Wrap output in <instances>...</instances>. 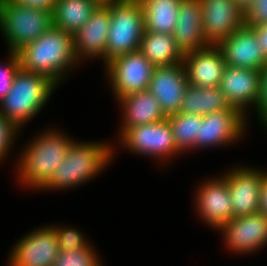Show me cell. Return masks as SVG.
Instances as JSON below:
<instances>
[{
	"mask_svg": "<svg viewBox=\"0 0 267 266\" xmlns=\"http://www.w3.org/2000/svg\"><path fill=\"white\" fill-rule=\"evenodd\" d=\"M118 101L124 114L120 134L127 128L156 123L167 118L158 100L148 90L129 94Z\"/></svg>",
	"mask_w": 267,
	"mask_h": 266,
	"instance_id": "cell-21",
	"label": "cell"
},
{
	"mask_svg": "<svg viewBox=\"0 0 267 266\" xmlns=\"http://www.w3.org/2000/svg\"><path fill=\"white\" fill-rule=\"evenodd\" d=\"M182 0H139L144 12L145 31L172 34Z\"/></svg>",
	"mask_w": 267,
	"mask_h": 266,
	"instance_id": "cell-25",
	"label": "cell"
},
{
	"mask_svg": "<svg viewBox=\"0 0 267 266\" xmlns=\"http://www.w3.org/2000/svg\"><path fill=\"white\" fill-rule=\"evenodd\" d=\"M97 6L94 0H57L52 11V25L74 35Z\"/></svg>",
	"mask_w": 267,
	"mask_h": 266,
	"instance_id": "cell-23",
	"label": "cell"
},
{
	"mask_svg": "<svg viewBox=\"0 0 267 266\" xmlns=\"http://www.w3.org/2000/svg\"><path fill=\"white\" fill-rule=\"evenodd\" d=\"M182 64L189 85L194 87H219L226 63L221 49L209 45L184 54Z\"/></svg>",
	"mask_w": 267,
	"mask_h": 266,
	"instance_id": "cell-18",
	"label": "cell"
},
{
	"mask_svg": "<svg viewBox=\"0 0 267 266\" xmlns=\"http://www.w3.org/2000/svg\"><path fill=\"white\" fill-rule=\"evenodd\" d=\"M56 86L45 75L20 67L14 76L11 90L0 102L1 115L20 130L24 123L42 110Z\"/></svg>",
	"mask_w": 267,
	"mask_h": 266,
	"instance_id": "cell-3",
	"label": "cell"
},
{
	"mask_svg": "<svg viewBox=\"0 0 267 266\" xmlns=\"http://www.w3.org/2000/svg\"><path fill=\"white\" fill-rule=\"evenodd\" d=\"M202 28L209 45H218L245 25V13L234 0H200Z\"/></svg>",
	"mask_w": 267,
	"mask_h": 266,
	"instance_id": "cell-9",
	"label": "cell"
},
{
	"mask_svg": "<svg viewBox=\"0 0 267 266\" xmlns=\"http://www.w3.org/2000/svg\"><path fill=\"white\" fill-rule=\"evenodd\" d=\"M172 35L177 46L184 54L209 46L202 28L200 0L181 1L177 24Z\"/></svg>",
	"mask_w": 267,
	"mask_h": 266,
	"instance_id": "cell-20",
	"label": "cell"
},
{
	"mask_svg": "<svg viewBox=\"0 0 267 266\" xmlns=\"http://www.w3.org/2000/svg\"><path fill=\"white\" fill-rule=\"evenodd\" d=\"M202 118L201 115L183 112L167 117L171 125L176 149L180 153L194 149L196 137L199 136L200 125H202Z\"/></svg>",
	"mask_w": 267,
	"mask_h": 266,
	"instance_id": "cell-26",
	"label": "cell"
},
{
	"mask_svg": "<svg viewBox=\"0 0 267 266\" xmlns=\"http://www.w3.org/2000/svg\"><path fill=\"white\" fill-rule=\"evenodd\" d=\"M99 260L95 248L89 244L75 251L59 252L55 266H101Z\"/></svg>",
	"mask_w": 267,
	"mask_h": 266,
	"instance_id": "cell-27",
	"label": "cell"
},
{
	"mask_svg": "<svg viewBox=\"0 0 267 266\" xmlns=\"http://www.w3.org/2000/svg\"><path fill=\"white\" fill-rule=\"evenodd\" d=\"M116 99L146 91L155 66L139 51L114 57L105 65Z\"/></svg>",
	"mask_w": 267,
	"mask_h": 266,
	"instance_id": "cell-7",
	"label": "cell"
},
{
	"mask_svg": "<svg viewBox=\"0 0 267 266\" xmlns=\"http://www.w3.org/2000/svg\"><path fill=\"white\" fill-rule=\"evenodd\" d=\"M239 109L230 107L222 112L203 115L194 148L229 145L238 141L246 131V117Z\"/></svg>",
	"mask_w": 267,
	"mask_h": 266,
	"instance_id": "cell-11",
	"label": "cell"
},
{
	"mask_svg": "<svg viewBox=\"0 0 267 266\" xmlns=\"http://www.w3.org/2000/svg\"><path fill=\"white\" fill-rule=\"evenodd\" d=\"M16 53L22 69L45 75L57 86L66 71L78 63L73 35L55 26Z\"/></svg>",
	"mask_w": 267,
	"mask_h": 266,
	"instance_id": "cell-1",
	"label": "cell"
},
{
	"mask_svg": "<svg viewBox=\"0 0 267 266\" xmlns=\"http://www.w3.org/2000/svg\"><path fill=\"white\" fill-rule=\"evenodd\" d=\"M219 230L228 249L239 254L260 250L267 244V217L259 212L233 218Z\"/></svg>",
	"mask_w": 267,
	"mask_h": 266,
	"instance_id": "cell-15",
	"label": "cell"
},
{
	"mask_svg": "<svg viewBox=\"0 0 267 266\" xmlns=\"http://www.w3.org/2000/svg\"><path fill=\"white\" fill-rule=\"evenodd\" d=\"M18 5L26 6L29 8H37L47 12L53 11L57 0H10Z\"/></svg>",
	"mask_w": 267,
	"mask_h": 266,
	"instance_id": "cell-33",
	"label": "cell"
},
{
	"mask_svg": "<svg viewBox=\"0 0 267 266\" xmlns=\"http://www.w3.org/2000/svg\"><path fill=\"white\" fill-rule=\"evenodd\" d=\"M217 46L221 49L227 66L258 71L267 66L256 32L251 27L244 25Z\"/></svg>",
	"mask_w": 267,
	"mask_h": 266,
	"instance_id": "cell-16",
	"label": "cell"
},
{
	"mask_svg": "<svg viewBox=\"0 0 267 266\" xmlns=\"http://www.w3.org/2000/svg\"><path fill=\"white\" fill-rule=\"evenodd\" d=\"M188 81L182 63L155 66L148 91L158 100L166 117L180 113Z\"/></svg>",
	"mask_w": 267,
	"mask_h": 266,
	"instance_id": "cell-12",
	"label": "cell"
},
{
	"mask_svg": "<svg viewBox=\"0 0 267 266\" xmlns=\"http://www.w3.org/2000/svg\"><path fill=\"white\" fill-rule=\"evenodd\" d=\"M53 228L56 233L59 252L75 251L89 245L85 236L77 229L56 226Z\"/></svg>",
	"mask_w": 267,
	"mask_h": 266,
	"instance_id": "cell-28",
	"label": "cell"
},
{
	"mask_svg": "<svg viewBox=\"0 0 267 266\" xmlns=\"http://www.w3.org/2000/svg\"><path fill=\"white\" fill-rule=\"evenodd\" d=\"M10 56L6 65L0 66V102L11 90L15 74L20 68L19 57L15 52H9Z\"/></svg>",
	"mask_w": 267,
	"mask_h": 266,
	"instance_id": "cell-29",
	"label": "cell"
},
{
	"mask_svg": "<svg viewBox=\"0 0 267 266\" xmlns=\"http://www.w3.org/2000/svg\"><path fill=\"white\" fill-rule=\"evenodd\" d=\"M119 138L121 145L133 153L136 152L135 154L159 157L163 161L180 154L167 118L156 123L127 128Z\"/></svg>",
	"mask_w": 267,
	"mask_h": 266,
	"instance_id": "cell-8",
	"label": "cell"
},
{
	"mask_svg": "<svg viewBox=\"0 0 267 266\" xmlns=\"http://www.w3.org/2000/svg\"><path fill=\"white\" fill-rule=\"evenodd\" d=\"M128 0H94L97 5L110 6L118 3H122Z\"/></svg>",
	"mask_w": 267,
	"mask_h": 266,
	"instance_id": "cell-37",
	"label": "cell"
},
{
	"mask_svg": "<svg viewBox=\"0 0 267 266\" xmlns=\"http://www.w3.org/2000/svg\"><path fill=\"white\" fill-rule=\"evenodd\" d=\"M259 213L267 217V172H263L259 190Z\"/></svg>",
	"mask_w": 267,
	"mask_h": 266,
	"instance_id": "cell-34",
	"label": "cell"
},
{
	"mask_svg": "<svg viewBox=\"0 0 267 266\" xmlns=\"http://www.w3.org/2000/svg\"><path fill=\"white\" fill-rule=\"evenodd\" d=\"M256 111L260 122L267 126V66L261 72V94Z\"/></svg>",
	"mask_w": 267,
	"mask_h": 266,
	"instance_id": "cell-32",
	"label": "cell"
},
{
	"mask_svg": "<svg viewBox=\"0 0 267 266\" xmlns=\"http://www.w3.org/2000/svg\"><path fill=\"white\" fill-rule=\"evenodd\" d=\"M267 22V0H255L245 12V26L255 27Z\"/></svg>",
	"mask_w": 267,
	"mask_h": 266,
	"instance_id": "cell-31",
	"label": "cell"
},
{
	"mask_svg": "<svg viewBox=\"0 0 267 266\" xmlns=\"http://www.w3.org/2000/svg\"><path fill=\"white\" fill-rule=\"evenodd\" d=\"M256 32V38L267 59V22L251 27Z\"/></svg>",
	"mask_w": 267,
	"mask_h": 266,
	"instance_id": "cell-35",
	"label": "cell"
},
{
	"mask_svg": "<svg viewBox=\"0 0 267 266\" xmlns=\"http://www.w3.org/2000/svg\"><path fill=\"white\" fill-rule=\"evenodd\" d=\"M52 26L51 12L18 5L10 0L0 2V29L10 52L16 53Z\"/></svg>",
	"mask_w": 267,
	"mask_h": 266,
	"instance_id": "cell-5",
	"label": "cell"
},
{
	"mask_svg": "<svg viewBox=\"0 0 267 266\" xmlns=\"http://www.w3.org/2000/svg\"><path fill=\"white\" fill-rule=\"evenodd\" d=\"M231 105L219 87L187 86L180 112L207 115L228 110Z\"/></svg>",
	"mask_w": 267,
	"mask_h": 266,
	"instance_id": "cell-24",
	"label": "cell"
},
{
	"mask_svg": "<svg viewBox=\"0 0 267 266\" xmlns=\"http://www.w3.org/2000/svg\"><path fill=\"white\" fill-rule=\"evenodd\" d=\"M144 32V12L139 0L110 5L105 64L114 57L139 50Z\"/></svg>",
	"mask_w": 267,
	"mask_h": 266,
	"instance_id": "cell-6",
	"label": "cell"
},
{
	"mask_svg": "<svg viewBox=\"0 0 267 266\" xmlns=\"http://www.w3.org/2000/svg\"><path fill=\"white\" fill-rule=\"evenodd\" d=\"M113 150L105 143H78L73 140L63 162L42 189H66L87 182L111 162Z\"/></svg>",
	"mask_w": 267,
	"mask_h": 266,
	"instance_id": "cell-4",
	"label": "cell"
},
{
	"mask_svg": "<svg viewBox=\"0 0 267 266\" xmlns=\"http://www.w3.org/2000/svg\"><path fill=\"white\" fill-rule=\"evenodd\" d=\"M109 27L110 6L98 5L87 23L73 35L74 51L78 62L87 57H99L105 62Z\"/></svg>",
	"mask_w": 267,
	"mask_h": 266,
	"instance_id": "cell-19",
	"label": "cell"
},
{
	"mask_svg": "<svg viewBox=\"0 0 267 266\" xmlns=\"http://www.w3.org/2000/svg\"><path fill=\"white\" fill-rule=\"evenodd\" d=\"M32 141L20 155L17 177L23 185L42 190L63 162L73 139L52 129Z\"/></svg>",
	"mask_w": 267,
	"mask_h": 266,
	"instance_id": "cell-2",
	"label": "cell"
},
{
	"mask_svg": "<svg viewBox=\"0 0 267 266\" xmlns=\"http://www.w3.org/2000/svg\"><path fill=\"white\" fill-rule=\"evenodd\" d=\"M42 228V229H41ZM20 239L11 251L9 266H54L59 254L53 226L41 227Z\"/></svg>",
	"mask_w": 267,
	"mask_h": 266,
	"instance_id": "cell-10",
	"label": "cell"
},
{
	"mask_svg": "<svg viewBox=\"0 0 267 266\" xmlns=\"http://www.w3.org/2000/svg\"><path fill=\"white\" fill-rule=\"evenodd\" d=\"M244 13L251 7L255 0H234Z\"/></svg>",
	"mask_w": 267,
	"mask_h": 266,
	"instance_id": "cell-36",
	"label": "cell"
},
{
	"mask_svg": "<svg viewBox=\"0 0 267 266\" xmlns=\"http://www.w3.org/2000/svg\"><path fill=\"white\" fill-rule=\"evenodd\" d=\"M19 130L0 113V161L7 156Z\"/></svg>",
	"mask_w": 267,
	"mask_h": 266,
	"instance_id": "cell-30",
	"label": "cell"
},
{
	"mask_svg": "<svg viewBox=\"0 0 267 266\" xmlns=\"http://www.w3.org/2000/svg\"><path fill=\"white\" fill-rule=\"evenodd\" d=\"M261 72L255 69L225 66L219 89L228 103L244 115L246 106L257 107L261 94Z\"/></svg>",
	"mask_w": 267,
	"mask_h": 266,
	"instance_id": "cell-14",
	"label": "cell"
},
{
	"mask_svg": "<svg viewBox=\"0 0 267 266\" xmlns=\"http://www.w3.org/2000/svg\"><path fill=\"white\" fill-rule=\"evenodd\" d=\"M197 189L195 209L204 222L214 229H220L233 219V208L227 180L213 178L204 181Z\"/></svg>",
	"mask_w": 267,
	"mask_h": 266,
	"instance_id": "cell-13",
	"label": "cell"
},
{
	"mask_svg": "<svg viewBox=\"0 0 267 266\" xmlns=\"http://www.w3.org/2000/svg\"><path fill=\"white\" fill-rule=\"evenodd\" d=\"M139 51L154 66L179 64L184 58V53L177 46L172 34L145 31Z\"/></svg>",
	"mask_w": 267,
	"mask_h": 266,
	"instance_id": "cell-22",
	"label": "cell"
},
{
	"mask_svg": "<svg viewBox=\"0 0 267 266\" xmlns=\"http://www.w3.org/2000/svg\"><path fill=\"white\" fill-rule=\"evenodd\" d=\"M262 171L252 167H236L223 177L227 180L233 208V218L259 212V190Z\"/></svg>",
	"mask_w": 267,
	"mask_h": 266,
	"instance_id": "cell-17",
	"label": "cell"
}]
</instances>
